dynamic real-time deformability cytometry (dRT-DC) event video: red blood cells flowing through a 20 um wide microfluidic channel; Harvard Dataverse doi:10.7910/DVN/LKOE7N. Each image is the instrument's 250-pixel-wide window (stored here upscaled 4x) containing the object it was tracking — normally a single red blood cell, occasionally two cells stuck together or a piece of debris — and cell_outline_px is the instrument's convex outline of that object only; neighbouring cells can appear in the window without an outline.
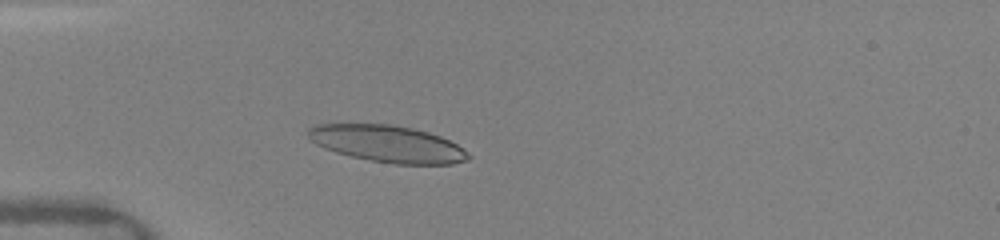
{"species": "human", "species_latin": "Homo sapiens", "temperature_condition": "warm", "stored_images_in_passage": 7, "camera_frame_rate_fps": 3000, "um_per_image_px": 0.085, "donor": {"sex": "female"}, "frame": {"image": 1, "passage_image": 4, "time_ms": 3.0, "image_size_px": [1000, 240], "cell_outline_px": [[472, 156], [468, 160], [452, 164], [396, 164], [372, 160], [352, 156], [336, 152], [324, 148], [316, 144], [308, 136], [308, 128], [316, 124], [392, 124], [412, 128], [428, 132], [440, 136], [464, 148]], "centroid_in_image_um": [32.97, 12.22], "position_along_channel_um": 52.0, "area_um2": 34.28}}
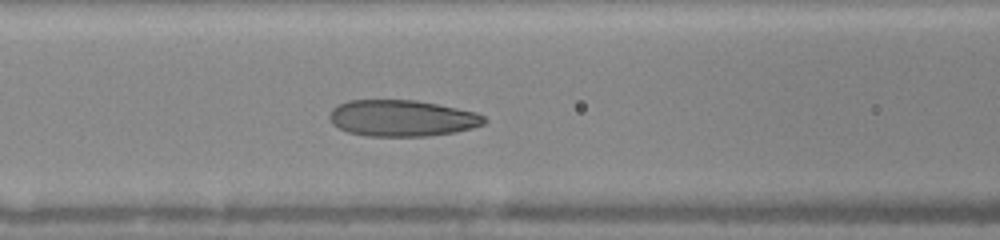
{"frame": {"image": 2, "passage_image": 7, "time_ms": 5.333, "image_size_px": [1000, 240], "cell_outline_px": [[488, 120], [484, 124], [472, 128], [456, 132], [428, 136], [368, 136], [348, 132], [332, 124], [328, 116], [332, 108], [336, 104], [348, 100], [416, 100], [476, 112], [484, 116]], "centroid_in_image_um": [34.15, 10.04], "position_along_channel_um": 132.4, "area_um2": 32.95}}